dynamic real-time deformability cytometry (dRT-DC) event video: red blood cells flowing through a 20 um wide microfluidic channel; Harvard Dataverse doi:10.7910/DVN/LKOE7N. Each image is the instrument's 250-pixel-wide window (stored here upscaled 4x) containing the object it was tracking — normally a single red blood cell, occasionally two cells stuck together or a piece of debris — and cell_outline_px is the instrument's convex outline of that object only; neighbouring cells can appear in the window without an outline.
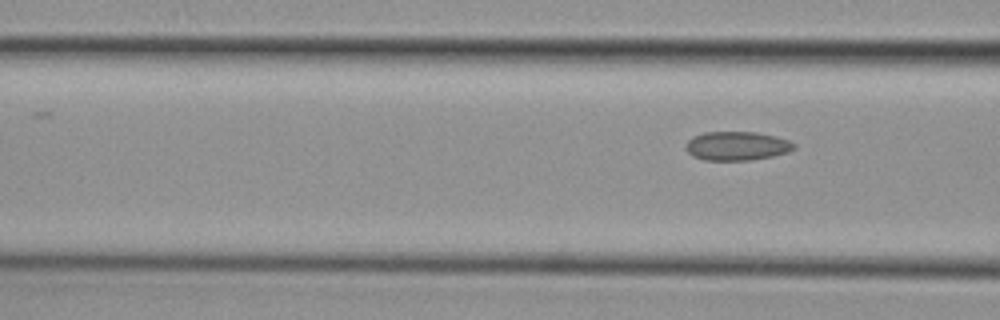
{"species": "common noctule bat (a hibernating species)", "species_latin": "Nyctalus noctula", "temperature_condition": "cold", "stored_images_in_passage": 7, "segment_of_instrument_passage": [2, 2], "camera_frame_rate_fps": 3000, "um_per_image_px": 0.085, "animal": {"sex": "female", "body_mass_g": 29.2, "forearm_length_mm": 56.3}, "frame": {"image": 1, "passage_image": 7, "time_ms": 2.0, "image_size_px": [1000, 320], "cell_outline_px": [[796, 148], [788, 152], [772, 156], [752, 160], [704, 160], [692, 156], [684, 148], [684, 144], [692, 136], [704, 132], [756, 132], [776, 136], [788, 140], [796, 144]], "centroid_in_image_um": [62.61, 12.4], "position_along_channel_um": 104.0, "area_um2": 18.44}}